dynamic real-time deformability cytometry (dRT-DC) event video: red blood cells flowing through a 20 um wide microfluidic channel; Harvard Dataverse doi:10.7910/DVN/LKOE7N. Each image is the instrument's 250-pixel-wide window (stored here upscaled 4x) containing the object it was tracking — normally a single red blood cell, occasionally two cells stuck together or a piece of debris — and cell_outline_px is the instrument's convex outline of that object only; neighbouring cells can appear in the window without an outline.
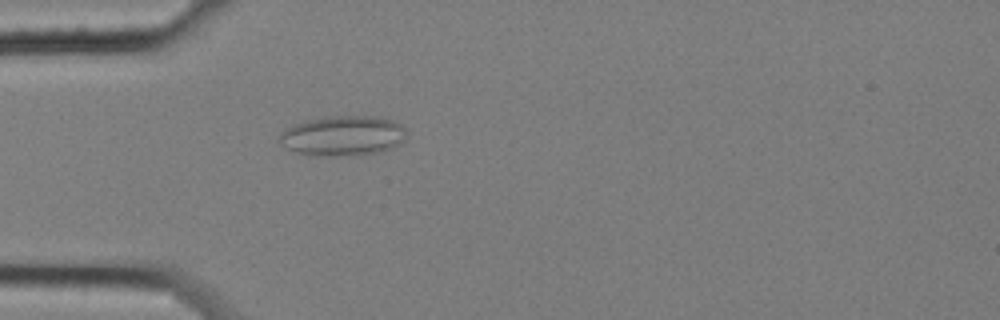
{"species": "common noctule bat (a hibernating species)", "species_latin": "Nyctalus noctula", "temperature_condition": "cold", "stored_images_in_passage": 49, "camera_frame_rate_fps": 3000, "um_per_image_px": 0.085, "animal": {"sex": "female", "body_mass_g": 25.1}, "frame": {"image": 1, "passage_image": 12, "time_ms": 3.667, "image_size_px": [1000, 320], "cell_outline_px": [[404, 140], [400, 144], [392, 148], [376, 152], [336, 156], [320, 156], [296, 152], [288, 148], [280, 140], [280, 136], [292, 124], [304, 120], [332, 116], [380, 116], [392, 120], [400, 124], [404, 128]], "centroid_in_image_um": [29.17, 11.52], "position_along_channel_um": 55.8, "area_um2": 29.25}}
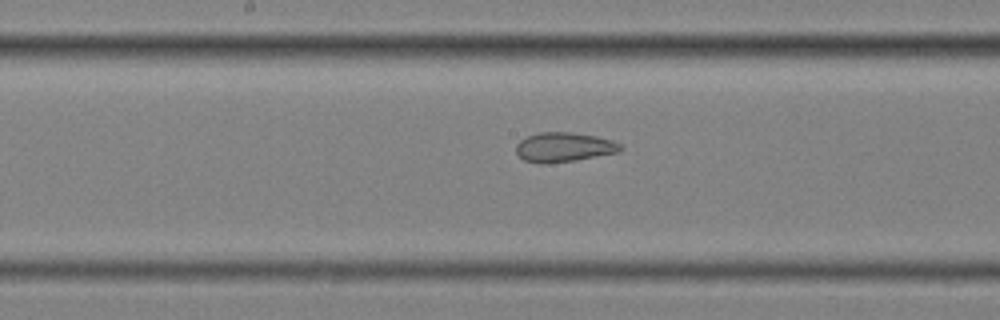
{"frame": {"image": 2, "passage_image": 25, "time_ms": 8.0, "image_size_px": [1000, 320], "cell_outline_px": [[624, 148], [620, 152], [576, 160], [544, 164], [540, 164], [524, 160], [516, 152], [516, 144], [520, 140], [528, 136], [540, 132], [568, 132], [596, 136], [612, 140], [620, 144]], "centroid_in_image_um": [47.94, 12.51], "position_along_channel_um": 200.3, "area_um2": 17.98}}
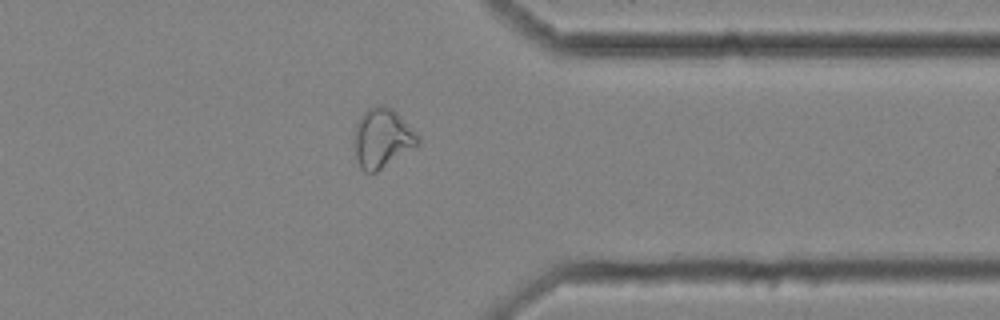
{"frame": {"image": 3, "passage_image": 41, "time_ms": 13.333, "image_size_px": [1000, 320], "cell_outline_px": [[420, 140], [416, 144], [376, 172], [364, 172], [360, 168], [356, 156], [356, 124], [360, 116], [368, 108], [380, 104], [384, 104], [392, 108], [416, 132]], "centroid_in_image_um": [32.47, 11.7], "position_along_channel_um": 378.9, "area_um2": 21.27}, "authors_computed_cell_mechanics": {"area_um2": 21.2704, "velocity_mm_per_s": 3.4647, "shape_relaxation_time_tau1_ms": null, "shape_relaxation_time_tau2_ms": 2.422, "deformation_change_tau1": null, "deformation_change_tau2": 0.099}}